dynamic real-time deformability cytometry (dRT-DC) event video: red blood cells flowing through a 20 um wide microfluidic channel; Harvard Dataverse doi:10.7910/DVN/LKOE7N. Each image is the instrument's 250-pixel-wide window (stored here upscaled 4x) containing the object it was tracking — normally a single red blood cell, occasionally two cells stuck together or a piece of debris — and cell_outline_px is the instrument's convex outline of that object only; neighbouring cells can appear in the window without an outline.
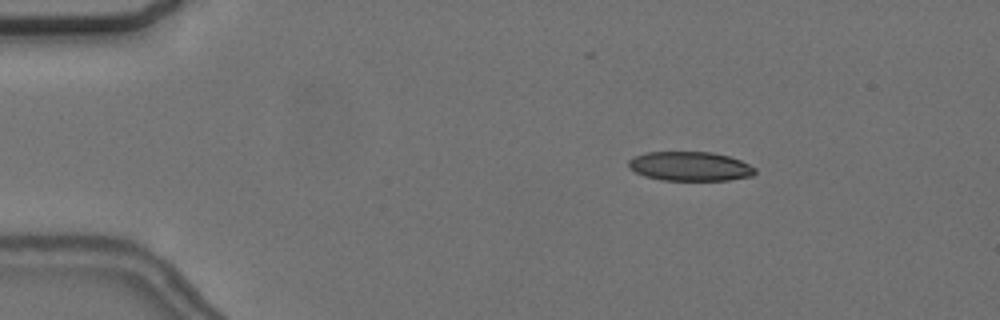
{"species": "common noctule bat (a hibernating species)", "species_latin": "Nyctalus noctula", "temperature_condition": "cold", "stored_images_in_passage": 56, "camera_frame_rate_fps": 3000, "um_per_image_px": 0.085, "animal": {"sex": "female", "body_mass_g": 24.6, "forearm_length_mm": 56.2}, "frame": {"image": 1, "passage_image": 9, "time_ms": 2.667, "image_size_px": [1000, 320], "cell_outline_px": [[756, 172], [752, 176], [728, 180], [664, 180], [644, 176], [628, 168], [628, 160], [636, 156], [648, 152], [712, 152], [728, 156], [740, 160], [756, 168]], "centroid_in_image_um": [58.65, 14.14], "position_along_channel_um": 26.3, "area_um2": 21.5}}
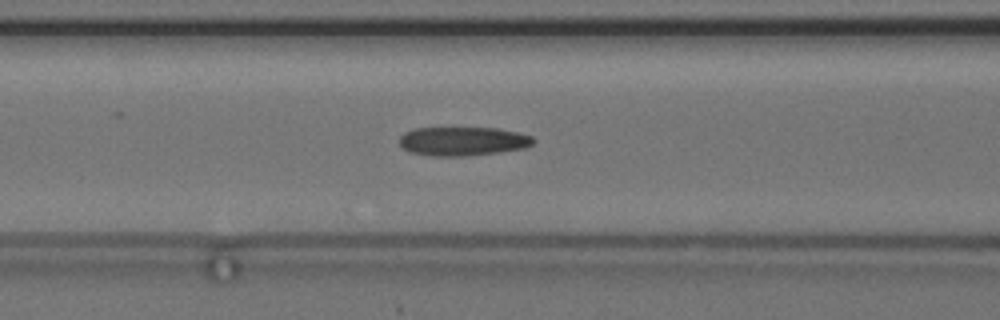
{"frame": {"image": 2, "passage_image": 23, "time_ms": 7.333, "image_size_px": [1000, 320], "cell_outline_px": [[536, 140], [532, 144], [524, 148], [500, 152], [464, 156], [432, 156], [408, 152], [400, 144], [400, 136], [404, 132], [412, 128], [496, 128], [520, 132], [532, 136]], "centroid_in_image_um": [39.34, 12.0], "position_along_channel_um": 127.3, "area_um2": 22.72}}
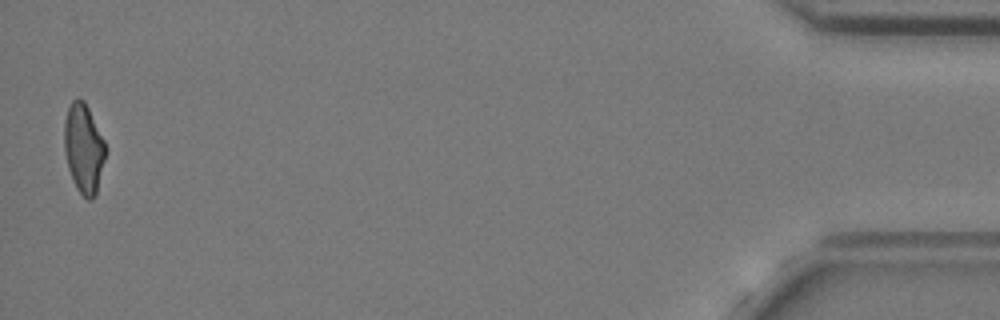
{"frame": {"image": 3, "passage_image": 55, "time_ms": 18.0, "image_size_px": [1000, 320], "cell_outline_px": [[108, 148], [96, 196], [92, 200], [88, 200], [76, 188], [72, 180], [68, 168], [64, 152], [64, 120], [68, 108], [72, 100], [76, 96], [84, 100]], "centroid_in_image_um": [7.12, 12.63], "position_along_channel_um": 428.1, "area_um2": 21.91}, "authors_computed_cell_mechanics": {"area_um2": 22.4553, "velocity_mm_per_s": 3.6771, "shape_relaxation_time_tau1_ms": null, "shape_relaxation_time_tau2_ms": 3.193, "deformation_change_tau1": null, "deformation_change_tau2": 0.1357}}